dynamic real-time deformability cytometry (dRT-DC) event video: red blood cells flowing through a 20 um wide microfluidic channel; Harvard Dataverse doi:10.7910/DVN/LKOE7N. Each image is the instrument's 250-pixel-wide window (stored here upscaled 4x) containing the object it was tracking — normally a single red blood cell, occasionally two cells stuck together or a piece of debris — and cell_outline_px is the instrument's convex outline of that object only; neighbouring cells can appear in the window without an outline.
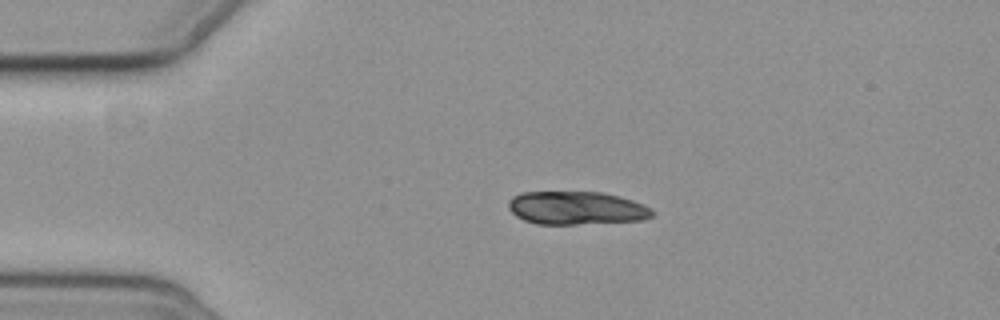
{"species": "common noctule bat (a hibernating species)", "species_latin": "Nyctalus noctula", "temperature_condition": "cold", "stored_images_in_passage": 7, "camera_frame_rate_fps": 3000, "um_per_image_px": 0.085, "animal": {"sex": "female", "body_mass_g": 19.3, "forearm_length_mm": 54.1}, "frame": {"image": 1, "passage_image": 3, "time_ms": 2.333, "image_size_px": [1000, 320], "cell_outline_px": [[656, 212], [652, 216], [644, 220], [576, 224], [536, 224], [524, 220], [516, 216], [508, 208], [508, 200], [512, 196], [520, 192], [604, 192], [620, 196], [632, 200], [652, 208]], "centroid_in_image_um": [49.0, 17.68], "position_along_channel_um": 36.0, "area_um2": 28.09}}
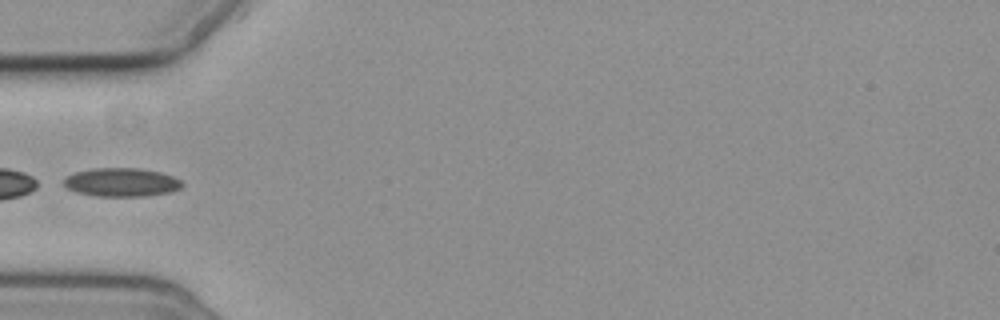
{"frame": {"image": 2, "passage_image": 5, "time_ms": 4.667, "image_size_px": [1000, 320], "cell_outline_px": [[184, 184], [180, 188], [172, 192], [148, 196], [96, 196], [76, 192], [64, 188], [64, 176], [76, 172], [92, 168], [140, 168], [160, 172], [172, 176], [180, 180]], "centroid_in_image_um": [10.31, 15.49], "position_along_channel_um": 74.7, "area_um2": 19.94}}